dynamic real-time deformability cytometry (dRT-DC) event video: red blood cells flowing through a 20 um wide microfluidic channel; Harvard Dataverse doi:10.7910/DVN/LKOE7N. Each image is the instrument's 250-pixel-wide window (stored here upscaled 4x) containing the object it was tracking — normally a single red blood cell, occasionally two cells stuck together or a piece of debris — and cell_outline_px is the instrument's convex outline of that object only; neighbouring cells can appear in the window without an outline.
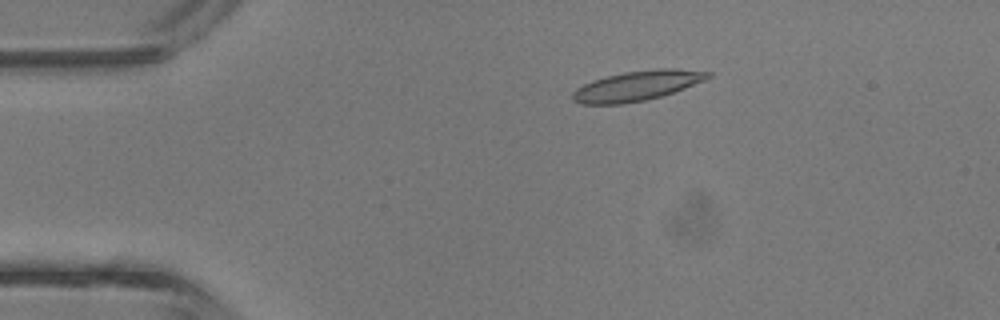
{"species": "common noctule bat (a hibernating species)", "species_latin": "Nyctalus noctula", "temperature_condition": "room temperature", "stored_images_in_passage": 42, "camera_frame_rate_fps": 3000, "um_per_image_px": 0.085, "animal": {"sex": "male", "body_mass_g": 13.3}, "frame": {"image": 1, "passage_image": 8, "time_ms": 2.333, "image_size_px": [1000, 320], "cell_outline_px": [[712, 76], [704, 80], [684, 88], [660, 96], [644, 100], [620, 104], [580, 104], [572, 100], [572, 92], [576, 88], [592, 80], [624, 72], [656, 68], [676, 68], [712, 72]], "centroid_in_image_um": [54.13, 7.28], "position_along_channel_um": 30.9, "area_um2": 23.47}}
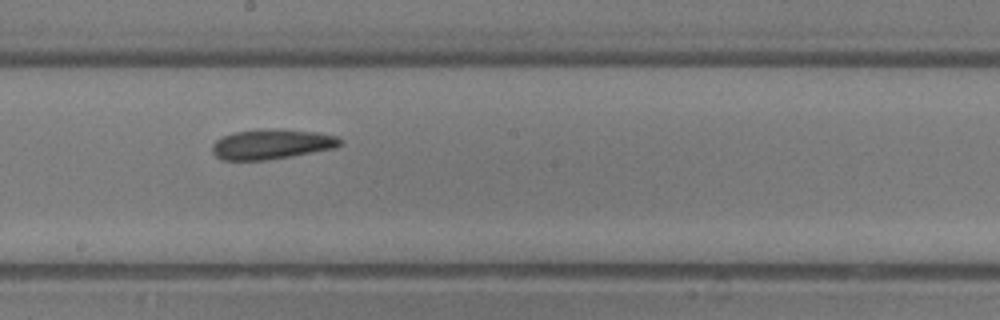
{"frame": {"image": 2, "passage_image": 23, "time_ms": 7.333, "image_size_px": [1000, 320], "cell_outline_px": [[344, 144], [336, 148], [264, 160], [224, 160], [216, 156], [212, 152], [212, 144], [216, 140], [232, 132], [264, 128], [268, 128], [316, 132], [336, 136], [344, 140]], "centroid_in_image_um": [23.1, 12.24], "position_along_channel_um": 225.1, "area_um2": 22.37}}
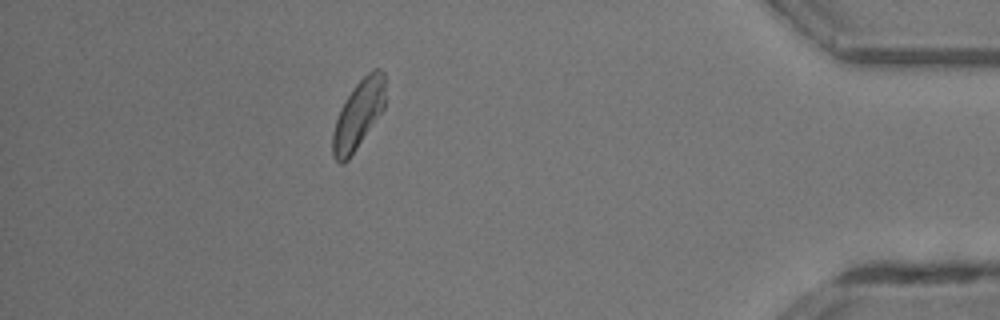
{"frame": {"image": 3, "passage_image": 37, "time_ms": 12.0, "image_size_px": [1000, 320], "cell_outline_px": [[384, 108], [348, 160], [344, 164], [340, 164], [332, 156], [332, 132], [340, 108], [352, 88], [372, 68], [380, 68], [384, 72]], "centroid_in_image_um": [30.43, 9.74], "position_along_channel_um": 404.8, "area_um2": 20.87}, "authors_computed_cell_mechanics": {"area_um2": 22.1952, "velocity_mm_per_s": 4.9276, "shape_relaxation_time_tau1_ms": 6.1567, "shape_relaxation_time_tau2_ms": 4.5226, "deformation_change_tau1": 0.1409, "deformation_change_tau2": 0.1308}}